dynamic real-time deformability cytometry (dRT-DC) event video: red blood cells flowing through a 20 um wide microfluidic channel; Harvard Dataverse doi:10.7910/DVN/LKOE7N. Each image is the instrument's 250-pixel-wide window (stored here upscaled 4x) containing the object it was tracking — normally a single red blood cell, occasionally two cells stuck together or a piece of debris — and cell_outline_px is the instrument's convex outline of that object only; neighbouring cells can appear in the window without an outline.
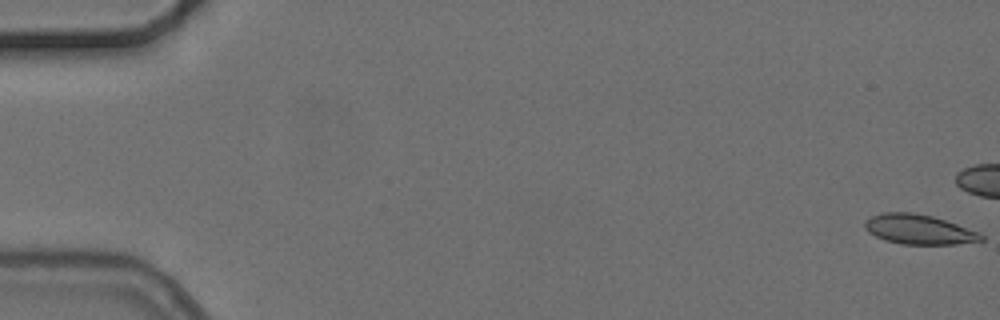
{"species": "common noctule bat (a hibernating species)", "species_latin": "Nyctalus noctula", "temperature_condition": "cold", "stored_images_in_passage": 7, "camera_frame_rate_fps": 3000, "um_per_image_px": 0.085, "animal": {"sex": "female", "body_mass_g": 24.6, "forearm_length_mm": 56.2}, "frame": {"image": 1, "passage_image": 1, "time_ms": 0.0, "image_size_px": [1000, 320], "cell_outline_px": [[984, 240], [956, 244], [900, 244], [884, 240], [868, 232], [864, 228], [864, 220], [872, 216], [884, 212], [912, 212], [932, 216], [980, 232], [984, 236]], "centroid_in_image_um": [78.08, 19.5], "position_along_channel_um": 6.9, "area_um2": 20.17}}
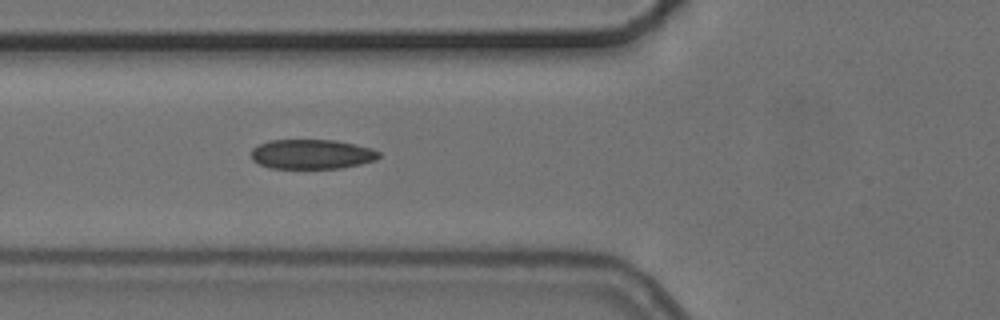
{"frame": {"image": 2, "passage_image": 7, "time_ms": 8.0, "image_size_px": [1000, 320], "cell_outline_px": [[380, 156], [376, 160], [360, 164], [340, 168], [272, 168], [260, 164], [252, 160], [252, 148], [268, 140], [336, 140], [356, 144], [372, 148], [380, 152]], "centroid_in_image_um": [26.53, 13.1], "position_along_channel_um": 99.3, "area_um2": 22.08}}